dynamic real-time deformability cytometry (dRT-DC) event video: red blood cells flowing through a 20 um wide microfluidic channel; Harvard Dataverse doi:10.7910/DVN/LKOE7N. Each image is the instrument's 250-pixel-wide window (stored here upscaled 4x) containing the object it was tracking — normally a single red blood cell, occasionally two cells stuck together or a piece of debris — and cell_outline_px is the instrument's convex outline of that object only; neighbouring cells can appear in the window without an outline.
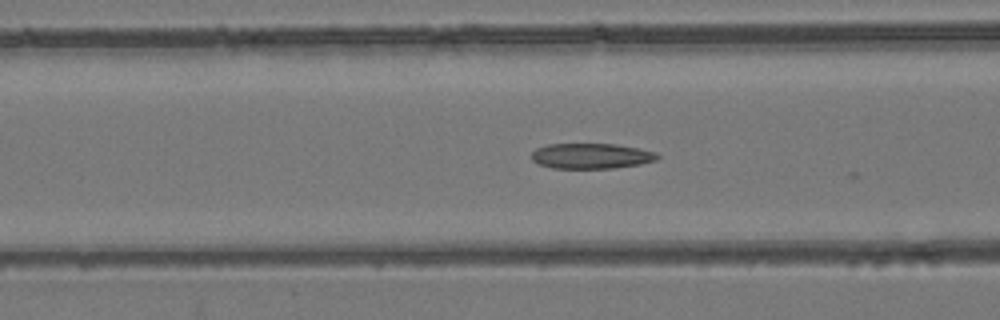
{"species": "common noctule bat (a hibernating species)", "species_latin": "Nyctalus noctula", "temperature_condition": "room temperature", "stored_images_in_passage": 48, "camera_frame_rate_fps": 3000, "um_per_image_px": 0.085, "animal": {"sex": "female", "body_mass_g": 24.6, "forearm_length_mm": 56.2}, "frame": {"image": 1, "passage_image": 20, "time_ms": 6.333, "image_size_px": [1000, 320], "cell_outline_px": [[660, 156], [656, 160], [640, 164], [616, 168], [552, 168], [540, 164], [532, 160], [532, 152], [536, 148], [548, 144], [616, 144], [656, 152]], "centroid_in_image_um": [50.25, 13.26], "position_along_channel_um": 116.3, "area_um2": 18.55}}
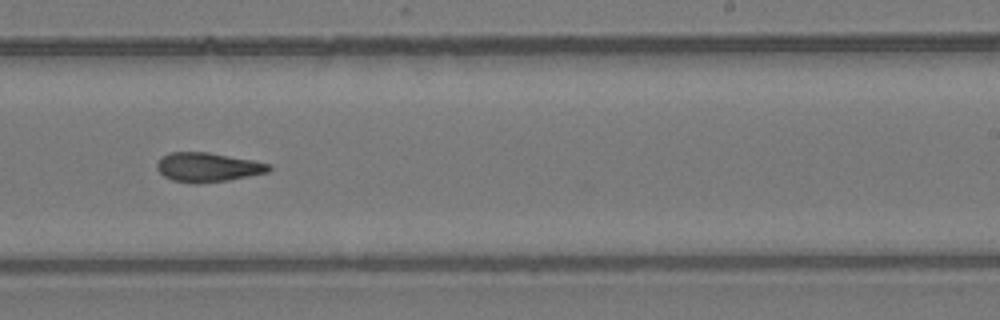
{"frame": {"image": 2, "passage_image": 32, "time_ms": 10.333, "image_size_px": [1000, 320], "cell_outline_px": [[272, 168], [268, 172], [228, 180], [196, 184], [192, 184], [172, 180], [164, 176], [156, 168], [156, 164], [160, 156], [168, 152], [208, 152], [252, 160], [268, 164]], "centroid_in_image_um": [17.6, 14.21], "position_along_channel_um": 271.4, "area_um2": 19.13}}
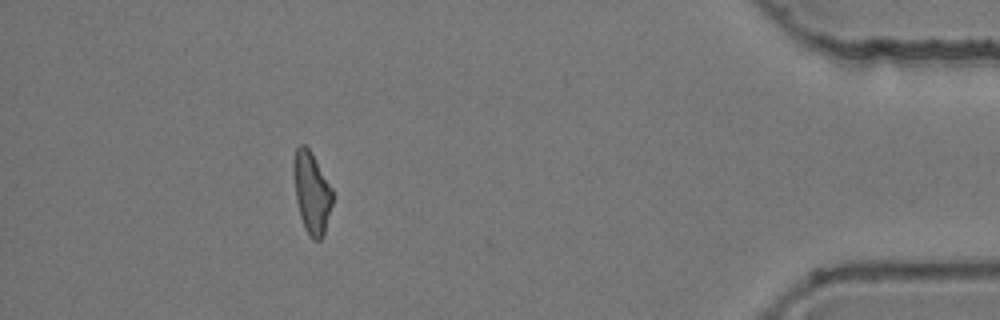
{"frame": {"image": 3, "passage_image": 47, "time_ms": 15.333, "image_size_px": [1000, 320], "cell_outline_px": [[332, 204], [324, 236], [320, 240], [312, 240], [304, 228], [300, 216], [296, 200], [292, 172], [292, 160], [296, 148], [300, 144], [304, 144], [312, 152], [332, 188]], "centroid_in_image_um": [26.47, 16.36], "position_along_channel_um": 408.7, "area_um2": 18.84}, "authors_computed_cell_mechanics": {"area_um2": 19.0451, "velocity_mm_per_s": 3.875, "shape_relaxation_time_tau1_ms": null, "shape_relaxation_time_tau2_ms": 4.4385, "deformation_change_tau1": null, "deformation_change_tau2": 0.1179}}